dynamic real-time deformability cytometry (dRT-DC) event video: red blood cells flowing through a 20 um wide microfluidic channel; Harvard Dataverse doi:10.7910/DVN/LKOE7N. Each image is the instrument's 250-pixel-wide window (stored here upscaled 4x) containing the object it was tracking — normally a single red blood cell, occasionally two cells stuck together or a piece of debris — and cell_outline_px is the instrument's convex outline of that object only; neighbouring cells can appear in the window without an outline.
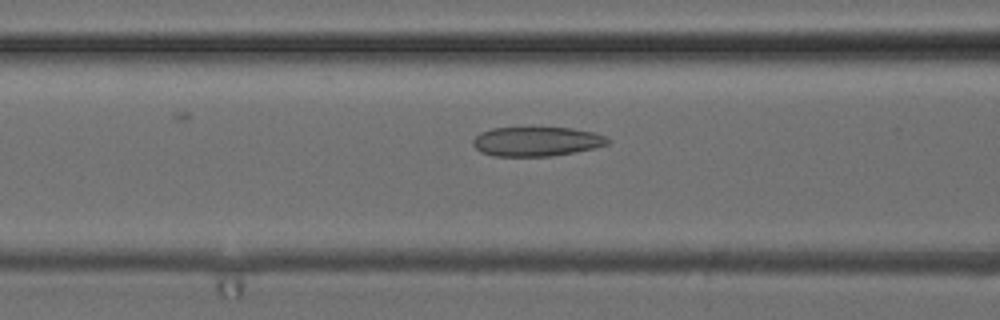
{"species": "common noctule bat (a hibernating species)", "species_latin": "Nyctalus noctula", "temperature_condition": "cold", "stored_images_in_passage": 37, "camera_frame_rate_fps": 3000, "um_per_image_px": 0.085, "animal": {"sex": "female", "body_mass_g": 24.6, "forearm_length_mm": 56.2}, "frame": {"image": 1, "passage_image": 5, "time_ms": 1.333, "image_size_px": [1000, 320], "cell_outline_px": [[612, 140], [608, 144], [596, 148], [552, 156], [492, 156], [480, 152], [472, 144], [472, 140], [480, 132], [492, 128], [572, 128], [592, 132], [604, 136]], "centroid_in_image_um": [45.6, 12.03], "position_along_channel_um": 121.0, "area_um2": 23.12}}
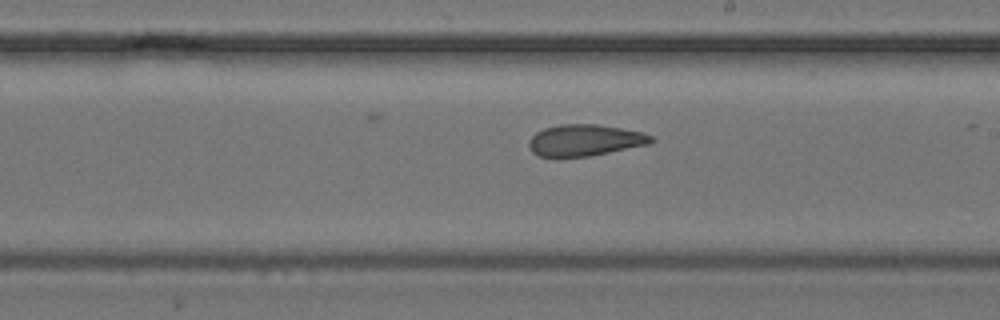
{"frame": {"image": 2, "passage_image": 14, "time_ms": 4.333, "image_size_px": [1000, 320], "cell_outline_px": [[656, 140], [648, 144], [588, 156], [556, 160], [540, 156], [532, 152], [528, 144], [528, 140], [536, 132], [544, 128], [560, 124], [596, 124], [644, 132], [652, 136]], "centroid_in_image_um": [49.65, 11.95], "position_along_channel_um": 239.3, "area_um2": 22.89}}
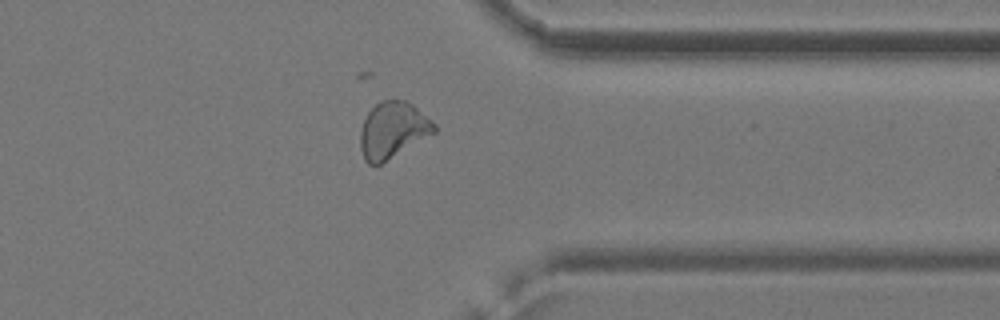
{"frame": {"image": 3, "passage_image": 25, "time_ms": 8.0, "image_size_px": [1000, 320], "cell_outline_px": [[436, 132], [380, 164], [368, 164], [364, 160], [360, 148], [360, 132], [364, 120], [368, 112], [380, 100], [404, 100], [412, 104], [436, 124]], "centroid_in_image_um": [33.38, 11.06], "position_along_channel_um": 378.0, "area_um2": 24.04}, "authors_computed_cell_mechanics": {"area_um2": 23.2356, "velocity_mm_per_s": 3.9389, "shape_relaxation_time_tau1_ms": null, "shape_relaxation_time_tau2_ms": 4.4633, "deformation_change_tau1": null, "deformation_change_tau2": 0.1209}}